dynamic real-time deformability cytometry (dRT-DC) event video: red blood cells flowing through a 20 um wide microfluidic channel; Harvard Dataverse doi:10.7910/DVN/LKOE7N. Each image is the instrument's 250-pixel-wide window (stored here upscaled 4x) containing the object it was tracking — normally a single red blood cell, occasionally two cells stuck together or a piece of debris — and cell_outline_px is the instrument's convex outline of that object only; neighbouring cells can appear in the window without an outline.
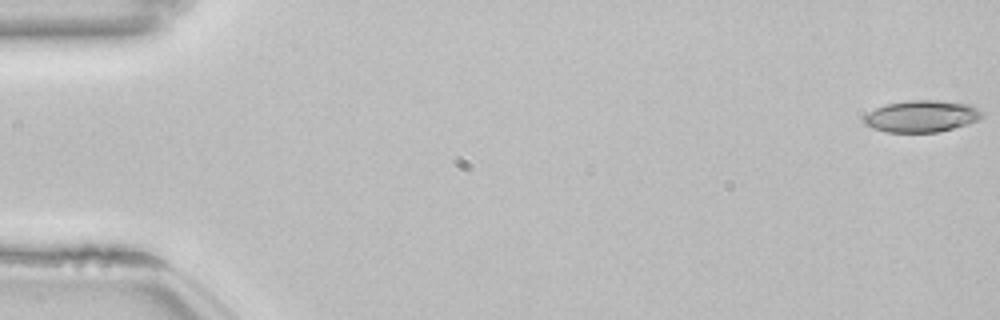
{"species": "common noctule bat (a hibernating species)", "species_latin": "Nyctalus noctula", "temperature_condition": "room temperature", "stored_images_in_passage": 14, "camera_frame_rate_fps": 3000, "um_per_image_px": 0.085, "animal": {"sex": "female", "body_mass_g": 22.7, "forearm_length_mm": 54.2}, "frame": {"image": 1, "passage_image": 1, "time_ms": 0.0, "image_size_px": [1000, 320], "cell_outline_px": [[984, 116], [980, 120], [968, 124], [936, 132], [888, 132], [872, 128], [864, 124], [864, 116], [868, 112], [884, 104], [908, 100], [936, 100], [972, 104], [980, 108], [984, 112]], "centroid_in_image_um": [78.38, 9.87], "position_along_channel_um": 6.6, "area_um2": 22.14}}
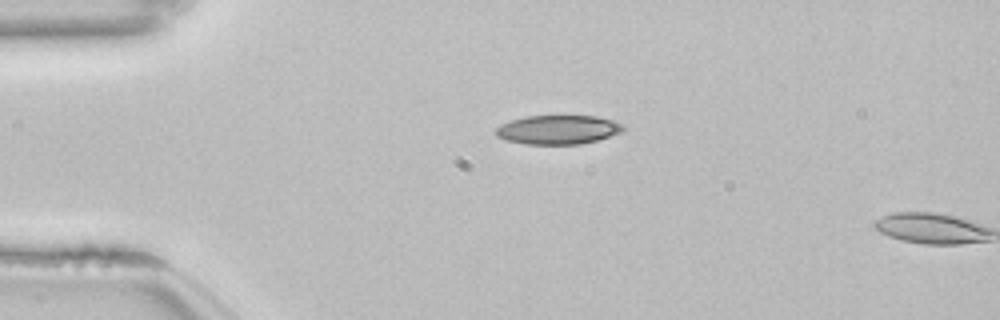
{"frame": {"image": 2, "passage_image": 13, "time_ms": 4.0, "image_size_px": [1000, 320], "cell_outline_px": [[624, 128], [620, 132], [596, 140], [580, 144], [524, 144], [508, 140], [496, 136], [496, 128], [512, 120], [524, 116], [596, 116], [612, 120], [620, 124]], "centroid_in_image_um": [47.41, 11.02], "position_along_channel_um": 37.6, "area_um2": 21.15}}